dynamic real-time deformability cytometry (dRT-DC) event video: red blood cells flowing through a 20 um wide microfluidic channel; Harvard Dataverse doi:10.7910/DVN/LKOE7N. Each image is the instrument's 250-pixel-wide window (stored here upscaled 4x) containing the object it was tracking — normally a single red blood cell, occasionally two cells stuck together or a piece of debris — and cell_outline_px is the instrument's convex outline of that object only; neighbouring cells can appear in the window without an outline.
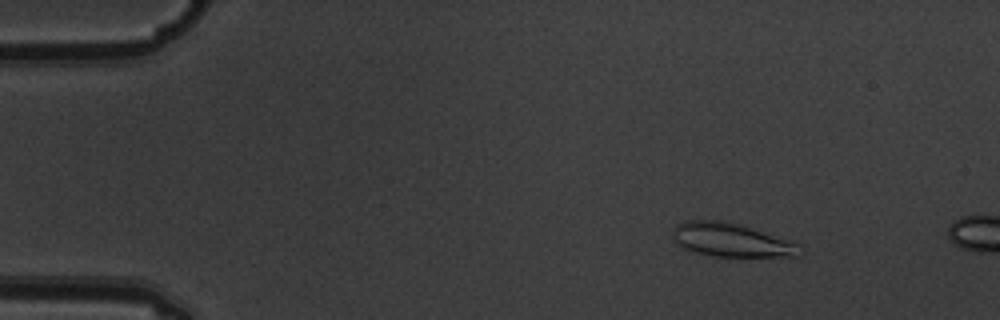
{"species": "common noctule bat (a hibernating species)", "species_latin": "Nyctalus noctula", "temperature_condition": "warm", "stored_images_in_passage": 4, "camera_frame_rate_fps": 3000, "um_per_image_px": 0.085, "animal": {"sex": "male", "body_mass_g": 19.5, "forearm_length_mm": 54.6}, "frame": {"image": 1, "passage_image": 3, "time_ms": 0.667, "image_size_px": [1000, 320], "cell_outline_px": [[804, 252], [800, 256], [712, 256], [696, 252], [684, 248], [672, 236], [672, 232], [676, 224], [688, 220], [724, 220], [792, 240], [800, 244], [804, 248]], "centroid_in_image_um": [62.23, 20.4], "position_along_channel_um": 22.8, "area_um2": 24.97}}